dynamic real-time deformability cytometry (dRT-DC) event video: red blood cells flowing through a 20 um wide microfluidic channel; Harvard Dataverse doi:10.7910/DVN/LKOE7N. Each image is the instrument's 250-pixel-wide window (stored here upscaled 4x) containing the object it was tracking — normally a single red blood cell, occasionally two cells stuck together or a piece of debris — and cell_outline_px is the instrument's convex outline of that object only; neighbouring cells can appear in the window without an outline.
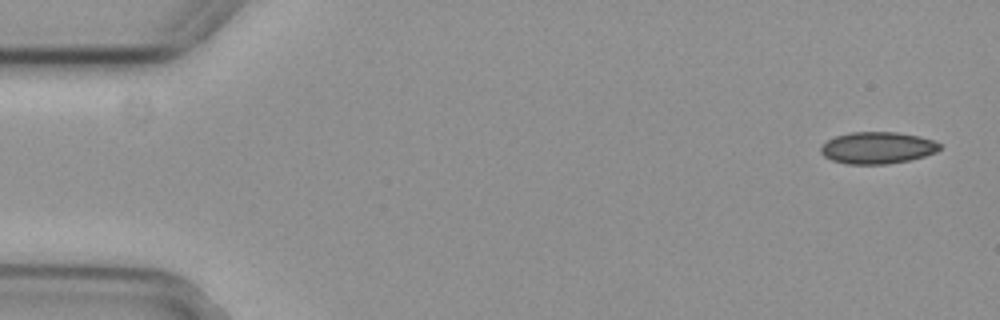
{"species": "common noctule bat (a hibernating species)", "species_latin": "Nyctalus noctula", "temperature_condition": "cold", "stored_images_in_passage": 6, "camera_frame_rate_fps": 3000, "um_per_image_px": 0.085, "animal": {"sex": "female", "body_mass_g": 29.2, "forearm_length_mm": 56.3}, "frame": {"image": 1, "passage_image": 1, "time_ms": 0.0, "image_size_px": [1000, 320], "cell_outline_px": [[940, 148], [936, 152], [924, 156], [908, 160], [888, 164], [848, 164], [832, 160], [824, 156], [820, 152], [820, 148], [828, 140], [836, 136], [852, 132], [896, 132], [920, 136], [932, 140], [940, 144]], "centroid_in_image_um": [74.58, 12.56], "position_along_channel_um": 10.4, "area_um2": 21.91}}
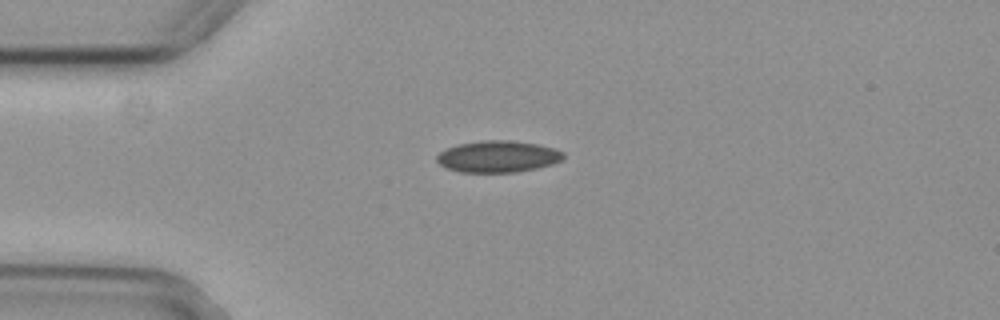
{"frame": {"image": 2, "passage_image": 4, "time_ms": 1.0, "image_size_px": [1000, 320], "cell_outline_px": [[564, 156], [560, 160], [552, 164], [536, 168], [516, 172], [460, 172], [448, 168], [440, 164], [436, 160], [436, 156], [440, 152], [448, 148], [460, 144], [484, 140], [508, 140], [536, 144], [552, 148], [564, 152]], "centroid_in_image_um": [42.31, 13.31], "position_along_channel_um": 42.7, "area_um2": 23.0}}
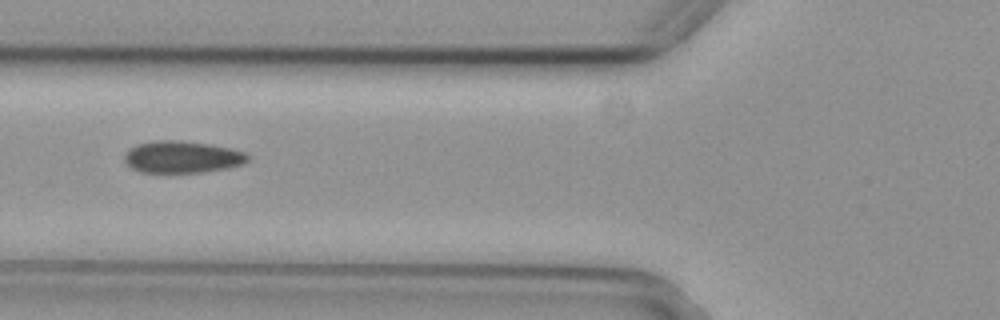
{"frame": {"image": 3, "passage_image": 6, "time_ms": 1.667, "image_size_px": [1000, 320], "cell_outline_px": [[248, 160], [240, 164], [228, 168], [204, 172], [140, 172], [132, 168], [124, 160], [124, 156], [136, 144], [160, 140], [180, 140], [208, 144], [232, 148], [244, 152], [248, 156]], "centroid_in_image_um": [15.49, 13.34], "position_along_channel_um": 110.3, "area_um2": 22.72}}